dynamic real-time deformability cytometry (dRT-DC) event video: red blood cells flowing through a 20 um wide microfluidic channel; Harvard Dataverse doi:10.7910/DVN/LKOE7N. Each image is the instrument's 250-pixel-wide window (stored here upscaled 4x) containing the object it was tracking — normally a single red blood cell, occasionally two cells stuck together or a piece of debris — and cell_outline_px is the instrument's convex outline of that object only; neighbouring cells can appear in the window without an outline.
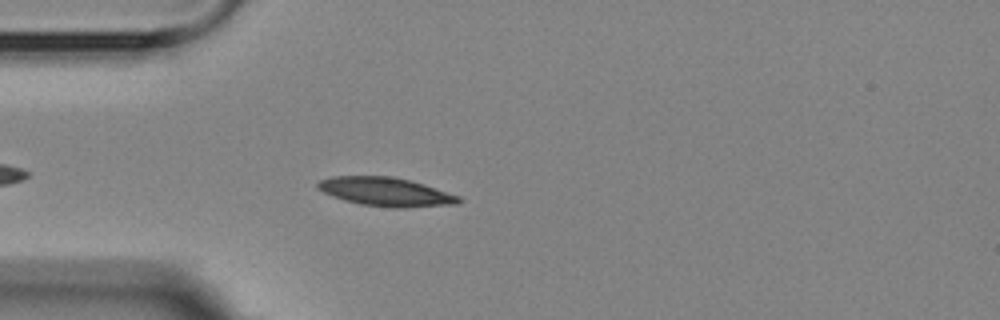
{"species": "Egyptian fruit bat (a non-hibernating species)", "species_latin": "Rousettus aegyptiacus", "temperature_condition": "room temperature", "stored_images_in_passage": 4, "camera_frame_rate_fps": 3000, "um_per_image_px": 0.085, "animal": {"sex": "female"}, "frame": {"image": 1, "passage_image": 4, "time_ms": 4.333, "image_size_px": [1000, 320], "cell_outline_px": [[464, 200], [460, 204], [404, 208], [392, 208], [360, 204], [344, 200], [324, 192], [316, 188], [316, 184], [320, 180], [332, 176], [392, 176], [424, 184], [460, 196]], "centroid_in_image_um": [32.83, 16.31], "position_along_channel_um": 52.2, "area_um2": 23.76}}